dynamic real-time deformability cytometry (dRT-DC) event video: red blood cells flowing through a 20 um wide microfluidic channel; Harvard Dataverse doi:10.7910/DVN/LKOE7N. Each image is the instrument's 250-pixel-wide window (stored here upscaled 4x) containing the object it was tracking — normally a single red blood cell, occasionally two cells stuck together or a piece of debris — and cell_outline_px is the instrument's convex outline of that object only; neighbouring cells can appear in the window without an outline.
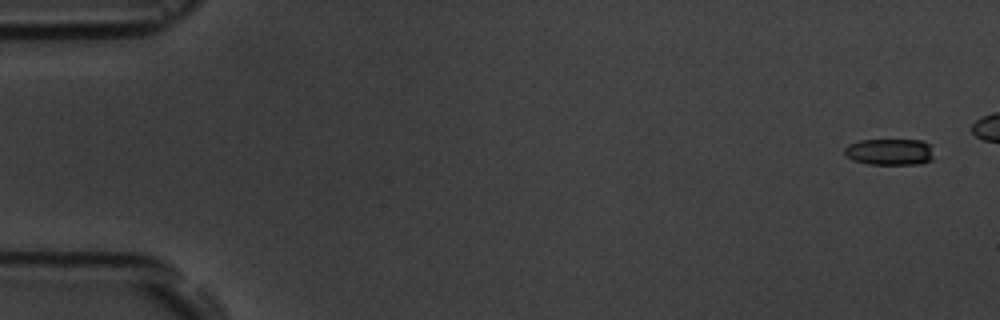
{"species": "common noctule bat (a hibernating species)", "species_latin": "Nyctalus noctula", "temperature_condition": "room temperature", "stored_images_in_passage": 6, "camera_frame_rate_fps": 3000, "um_per_image_px": 0.085, "animal": {"sex": "male", "body_mass_g": 19.5, "forearm_length_mm": 54.6}, "frame": {"image": 1, "passage_image": 1, "time_ms": 0.0, "image_size_px": [1000, 320], "cell_outline_px": [[932, 160], [920, 164], [868, 164], [852, 160], [844, 152], [844, 148], [848, 144], [860, 140], [924, 140], [928, 144], [932, 156]], "centroid_in_image_um": [75.59, 12.91], "position_along_channel_um": 9.4, "area_um2": 13.7}}